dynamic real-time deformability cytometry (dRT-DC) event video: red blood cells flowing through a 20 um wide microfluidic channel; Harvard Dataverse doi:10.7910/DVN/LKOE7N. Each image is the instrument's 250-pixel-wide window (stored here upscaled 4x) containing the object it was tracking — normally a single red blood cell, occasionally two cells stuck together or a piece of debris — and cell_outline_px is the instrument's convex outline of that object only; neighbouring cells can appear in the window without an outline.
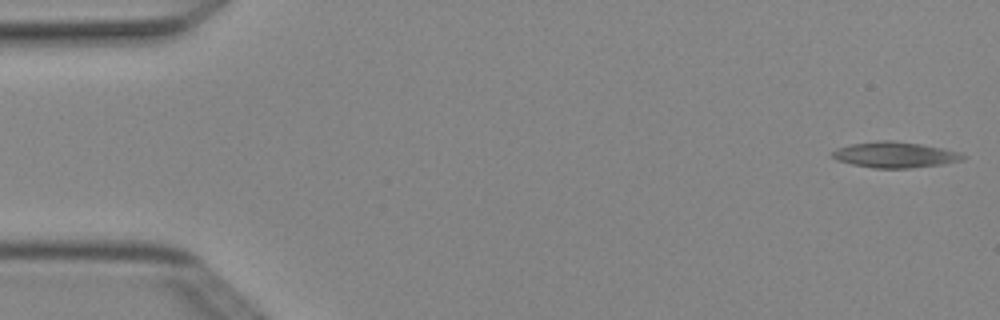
{"species": "Egyptian fruit bat (a non-hibernating species)", "species_latin": "Rousettus aegyptiacus", "temperature_condition": "cold", "stored_images_in_passage": 5, "camera_frame_rate_fps": 3000, "um_per_image_px": 0.085, "animal": {"sex": "female"}, "frame": {"image": 1, "passage_image": 1, "time_ms": 0.0, "image_size_px": [1000, 320], "cell_outline_px": [[968, 156], [964, 160], [944, 164], [912, 168], [872, 168], [852, 164], [836, 160], [832, 156], [832, 152], [836, 148], [848, 144], [876, 140], [892, 140], [920, 144], [960, 152]], "centroid_in_image_um": [76.07, 13.15], "position_along_channel_um": 8.9, "area_um2": 19.88}}
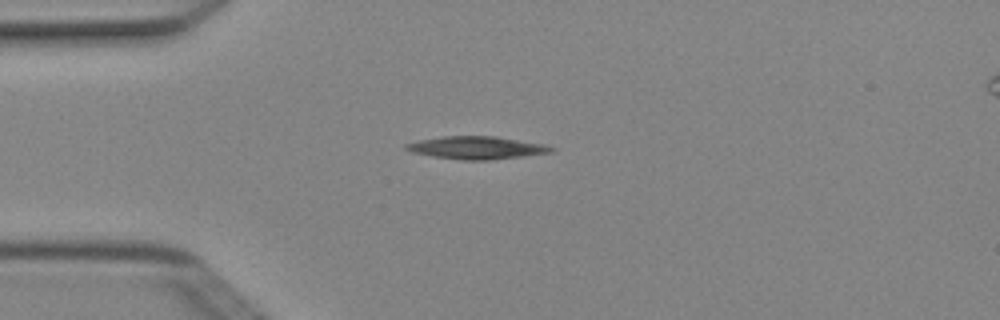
{"frame": {"image": 2, "passage_image": 4, "time_ms": 1.0, "image_size_px": [1000, 320], "cell_outline_px": [[556, 148], [552, 152], [524, 156], [492, 160], [464, 160], [432, 156], [412, 152], [404, 148], [404, 144], [420, 140], [444, 136], [496, 136], [548, 144]], "centroid_in_image_um": [40.58, 12.55], "position_along_channel_um": 44.4, "area_um2": 19.36}}